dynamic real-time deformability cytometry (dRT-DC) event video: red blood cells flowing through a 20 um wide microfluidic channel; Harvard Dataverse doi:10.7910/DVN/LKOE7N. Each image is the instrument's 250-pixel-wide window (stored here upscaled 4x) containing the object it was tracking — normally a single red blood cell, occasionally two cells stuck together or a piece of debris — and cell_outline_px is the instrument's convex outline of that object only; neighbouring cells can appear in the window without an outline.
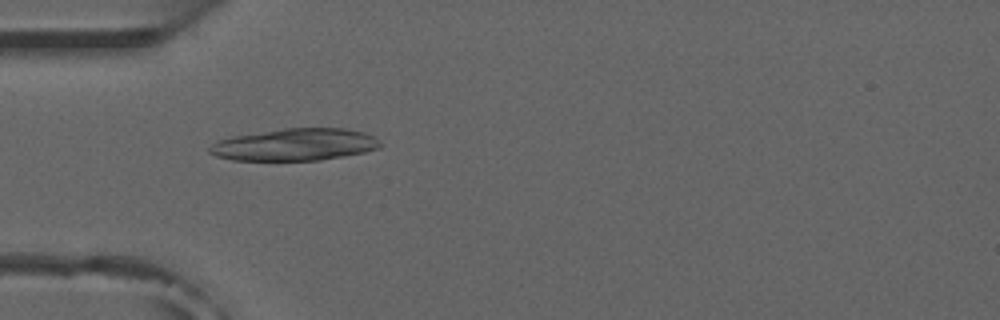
{"species": "common noctule bat (a hibernating species)", "species_latin": "Nyctalus noctula", "temperature_condition": "room temperature", "stored_images_in_passage": 53, "camera_frame_rate_fps": 3000, "um_per_image_px": 0.085, "animal": {"sex": "male", "forearm_length_mm": 52.5}, "frame": {"image": 1, "passage_image": 16, "time_ms": 5.0, "image_size_px": [1000, 320], "cell_outline_px": [[380, 148], [364, 152], [344, 156], [320, 160], [232, 160], [216, 156], [208, 152], [208, 148], [212, 144], [220, 140], [232, 136], [284, 128], [344, 128], [364, 132], [380, 140]], "centroid_in_image_um": [25.07, 12.29], "position_along_channel_um": 59.9, "area_um2": 31.91}}
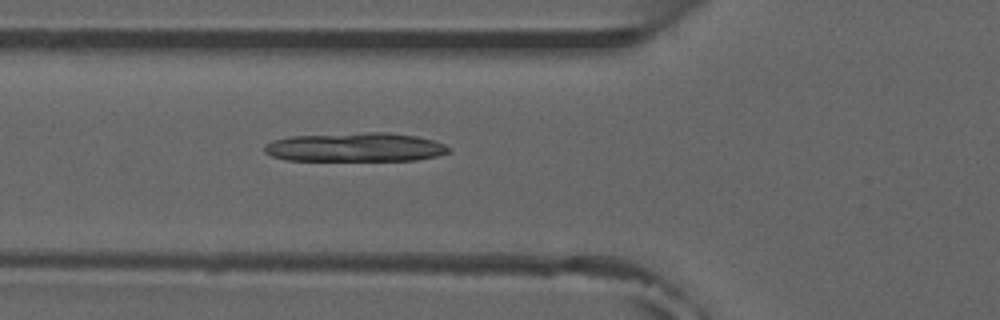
{"frame": {"image": 2, "passage_image": 19, "time_ms": 6.0, "image_size_px": [1000, 320], "cell_outline_px": [[452, 152], [436, 156], [416, 160], [284, 160], [272, 156], [264, 152], [264, 144], [272, 140], [292, 136], [364, 132], [388, 132], [416, 136], [432, 140], [444, 144], [452, 148]], "centroid_in_image_um": [30.21, 12.51], "position_along_channel_um": 95.6, "area_um2": 31.27}}
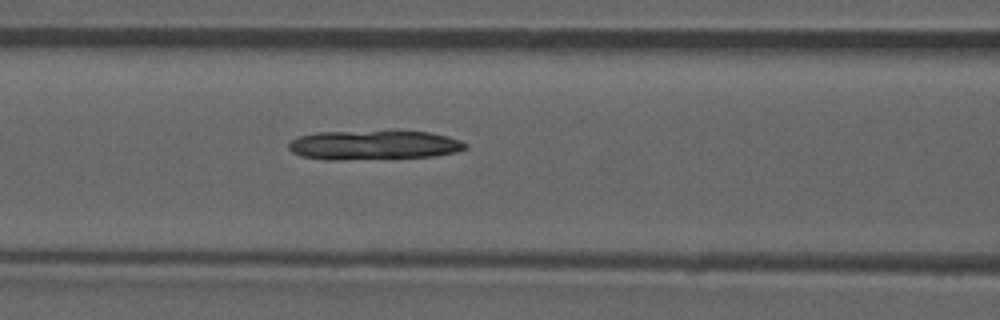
{"frame": {"image": 3, "passage_image": 22, "time_ms": 7.0, "image_size_px": [1000, 320], "cell_outline_px": [[468, 148], [456, 152], [436, 156], [340, 160], [328, 160], [300, 156], [292, 152], [288, 148], [288, 144], [292, 140], [300, 136], [316, 132], [388, 128], [392, 128], [428, 132], [448, 136], [460, 140], [468, 144]], "centroid_in_image_um": [31.8, 12.28], "position_along_channel_um": 134.8, "area_um2": 31.67}}